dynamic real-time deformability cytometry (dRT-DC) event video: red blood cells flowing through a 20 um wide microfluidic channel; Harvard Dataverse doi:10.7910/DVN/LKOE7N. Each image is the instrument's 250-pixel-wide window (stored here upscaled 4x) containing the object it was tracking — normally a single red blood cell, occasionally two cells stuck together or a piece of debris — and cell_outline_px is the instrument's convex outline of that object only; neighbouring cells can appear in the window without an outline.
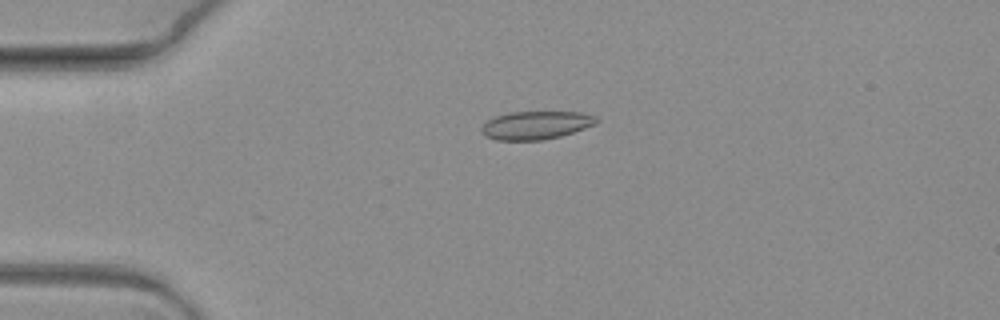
{"species": "common noctule bat (a hibernating species)", "species_latin": "Nyctalus noctula", "temperature_condition": "warm", "stored_images_in_passage": 8, "camera_frame_rate_fps": 3000, "um_per_image_px": 0.085, "animal": {"sex": "female", "body_mass_g": 19.3, "forearm_length_mm": 54.1}, "frame": {"image": 1, "passage_image": 5, "time_ms": 1.333, "image_size_px": [1000, 320], "cell_outline_px": [[600, 120], [596, 124], [560, 136], [544, 140], [496, 140], [484, 136], [480, 128], [488, 120], [496, 116], [512, 112], [580, 112], [596, 116]], "centroid_in_image_um": [45.56, 10.64], "position_along_channel_um": 39.4, "area_um2": 18.84}}
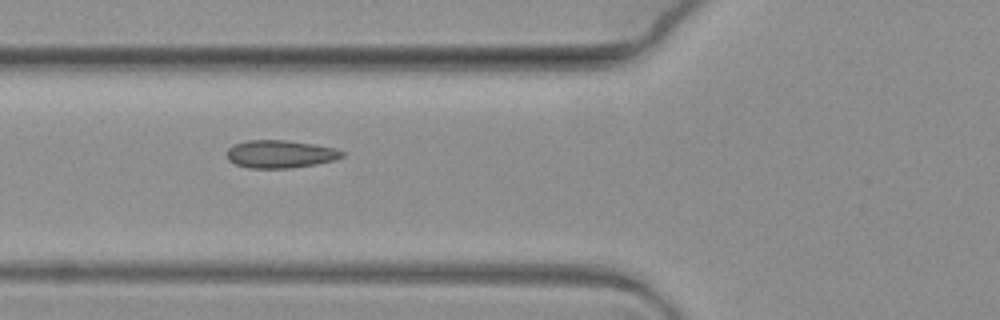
{"frame": {"image": 2, "passage_image": 7, "time_ms": 2.0, "image_size_px": [1000, 320], "cell_outline_px": [[344, 156], [336, 160], [316, 164], [292, 168], [248, 168], [236, 164], [228, 160], [224, 156], [224, 152], [232, 144], [248, 140], [284, 140], [312, 144], [336, 148], [344, 152]], "centroid_in_image_um": [23.77, 13.1], "position_along_channel_um": 102.0, "area_um2": 18.96}}